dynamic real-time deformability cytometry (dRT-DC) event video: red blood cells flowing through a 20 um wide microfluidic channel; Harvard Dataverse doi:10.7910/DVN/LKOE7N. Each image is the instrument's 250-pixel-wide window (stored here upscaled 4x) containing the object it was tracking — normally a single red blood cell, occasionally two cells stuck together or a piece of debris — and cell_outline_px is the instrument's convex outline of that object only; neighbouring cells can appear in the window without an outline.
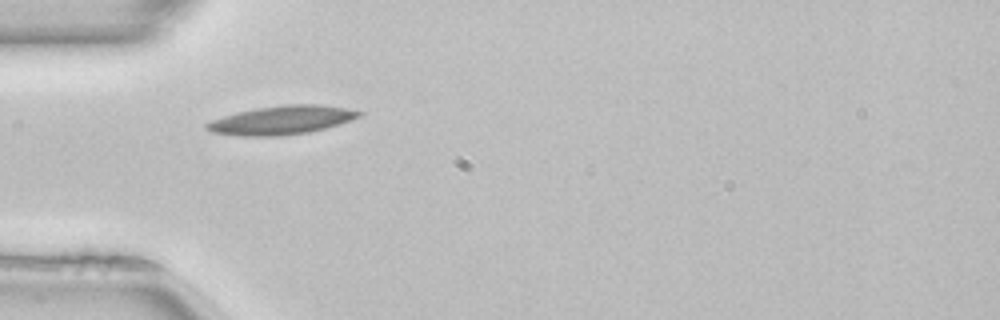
{"species": "common noctule bat (a hibernating species)", "species_latin": "Nyctalus noctula", "temperature_condition": "room temperature", "stored_images_in_passage": 36, "camera_frame_rate_fps": 3000, "um_per_image_px": 0.085, "animal": {"sex": "female", "body_mass_g": 22.7, "forearm_length_mm": 54.2}, "frame": {"image": 1, "passage_image": 1, "time_ms": 0.0, "image_size_px": [1000, 320], "cell_outline_px": [[364, 112], [360, 116], [324, 128], [308, 132], [280, 136], [240, 136], [212, 132], [204, 128], [204, 124], [212, 120], [236, 112], [256, 108], [284, 104], [320, 104], [344, 108]], "centroid_in_image_um": [23.88, 10.2], "position_along_channel_um": 61.1, "area_um2": 25.26}}
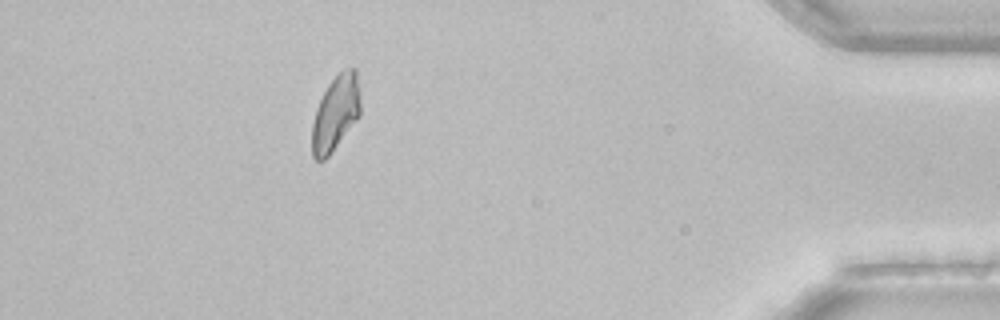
{"frame": {"image": 2, "passage_image": 31, "time_ms": 10.0, "image_size_px": [1000, 320], "cell_outline_px": [[360, 116], [328, 156], [324, 160], [316, 160], [312, 156], [312, 124], [316, 108], [328, 84], [344, 68], [356, 68], [360, 100]], "centroid_in_image_um": [28.53, 9.61], "position_along_channel_um": 406.7, "area_um2": 21.04}}